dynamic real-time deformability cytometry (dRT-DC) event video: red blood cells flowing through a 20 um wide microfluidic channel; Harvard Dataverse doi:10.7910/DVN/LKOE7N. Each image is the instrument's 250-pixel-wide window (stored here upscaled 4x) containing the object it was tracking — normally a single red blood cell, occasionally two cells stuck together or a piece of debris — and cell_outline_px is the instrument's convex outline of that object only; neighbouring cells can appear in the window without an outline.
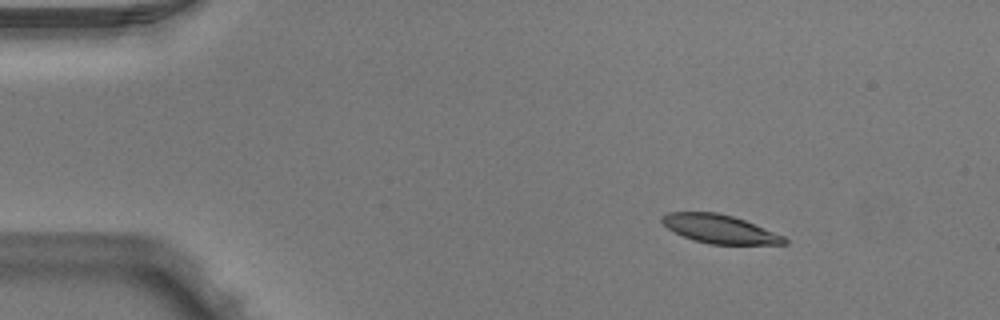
{"species": "Egyptian fruit bat (a non-hibernating species)", "species_latin": "Rousettus aegyptiacus", "temperature_condition": "warm", "stored_images_in_passage": 4, "camera_frame_rate_fps": 3000, "um_per_image_px": 0.085, "animal": {"sex": "male"}, "frame": {"image": 1, "passage_image": 2, "time_ms": 0.333, "image_size_px": [1000, 320], "cell_outline_px": [[788, 244], [708, 244], [692, 240], [668, 228], [660, 220], [660, 216], [668, 212], [716, 212], [732, 216], [744, 220], [784, 236], [788, 240]], "centroid_in_image_um": [61.15, 19.46], "position_along_channel_um": 23.8, "area_um2": 20.23}}